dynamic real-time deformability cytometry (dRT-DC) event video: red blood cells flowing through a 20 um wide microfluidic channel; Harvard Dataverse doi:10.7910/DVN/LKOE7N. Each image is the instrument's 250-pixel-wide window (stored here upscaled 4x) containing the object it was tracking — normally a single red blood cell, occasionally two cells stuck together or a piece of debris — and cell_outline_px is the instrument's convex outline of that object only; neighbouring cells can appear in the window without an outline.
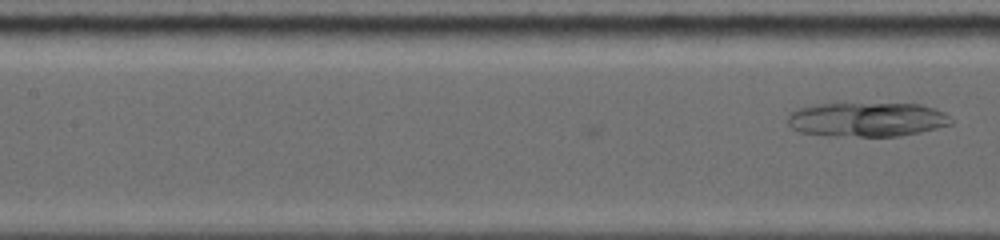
{"species": "common noctule bat (a hibernating species)", "species_latin": "Nyctalus noctula", "temperature_condition": "warm", "stored_images_in_passage": 7, "camera_frame_rate_fps": 5000, "um_per_image_px": 0.085, "animal": {"sex": "female", "body_mass_g": 19.0, "forearm_length_mm": 53.3}, "frame": {"image": 1, "passage_image": 7, "time_ms": 3.2, "image_size_px": [1000, 240], "cell_outline_px": [[952, 124], [920, 132], [900, 136], [836, 136], [800, 132], [792, 128], [788, 124], [788, 112], [796, 108], [820, 104], [920, 104], [936, 108], [944, 112], [952, 120]], "centroid_in_image_um": [73.68, 10.16], "position_along_channel_um": 133.7, "area_um2": 32.66}}